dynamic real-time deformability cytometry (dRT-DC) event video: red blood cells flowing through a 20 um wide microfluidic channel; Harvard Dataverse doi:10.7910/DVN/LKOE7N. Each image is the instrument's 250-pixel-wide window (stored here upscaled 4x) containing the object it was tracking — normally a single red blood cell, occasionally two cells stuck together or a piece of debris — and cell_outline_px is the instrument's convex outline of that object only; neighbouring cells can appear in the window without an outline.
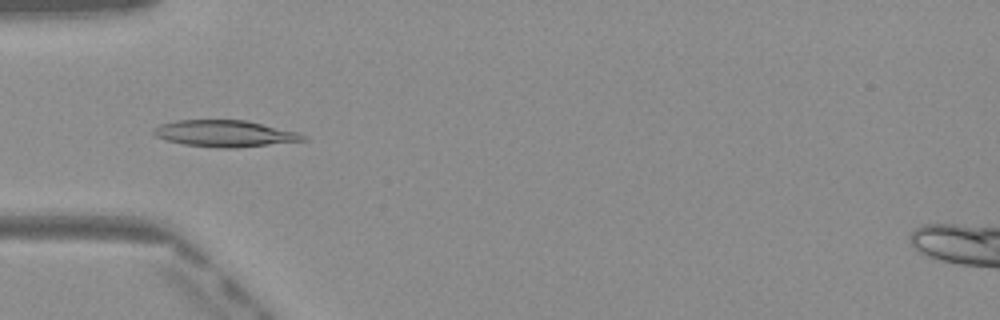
{"species": "Egyptian fruit bat (a non-hibernating species)", "species_latin": "Rousettus aegyptiacus", "temperature_condition": "warm", "stored_images_in_passage": 41, "camera_frame_rate_fps": 3000, "um_per_image_px": 0.085, "frame": {"image": 1, "passage_image": 7, "time_ms": 2.0, "image_size_px": [1000, 320], "cell_outline_px": [[308, 140], [240, 148], [220, 148], [184, 144], [168, 140], [156, 136], [152, 132], [152, 128], [160, 124], [176, 120], [244, 120], [300, 132]], "centroid_in_image_um": [19.13, 11.35], "position_along_channel_um": 65.9, "area_um2": 23.18}}
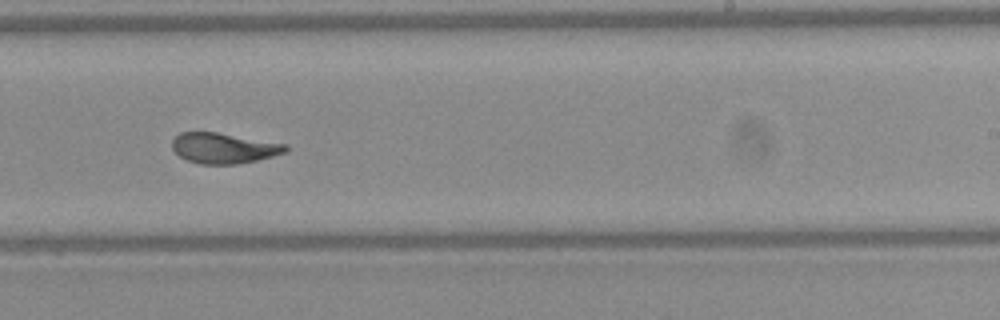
{"frame": {"image": 2, "passage_image": 22, "time_ms": 7.0, "image_size_px": [1000, 320], "cell_outline_px": [[288, 152], [256, 160], [236, 164], [200, 164], [188, 160], [180, 156], [172, 148], [172, 140], [180, 132], [216, 132], [288, 144]], "centroid_in_image_um": [19.04, 12.58], "position_along_channel_um": 270.0, "area_um2": 20.11}}
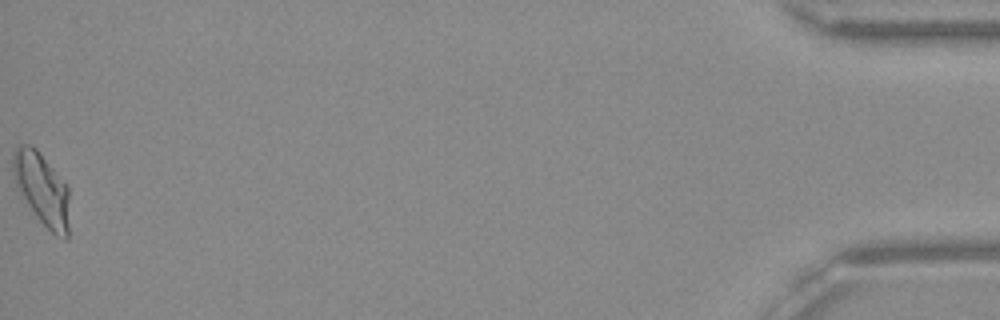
{"frame": {"image": 3, "passage_image": 41, "time_ms": 13.333, "image_size_px": [1000, 320], "cell_outline_px": [[68, 240], [64, 240], [56, 236], [36, 216], [28, 204], [12, 176], [12, 152], [20, 144], [32, 144], [36, 148], [68, 184]], "centroid_in_image_um": [3.57, 16.02], "position_along_channel_um": 431.6, "area_um2": 23.81}, "authors_computed_cell_mechanics": {"area_um2": 21.0392, "velocity_mm_per_s": 4.091, "shape_relaxation_time_tau1_ms": 4.7045, "shape_relaxation_time_tau2_ms": 1.0864, "deformation_change_tau1": 0.1881, "deformation_change_tau2": 0.0625}}